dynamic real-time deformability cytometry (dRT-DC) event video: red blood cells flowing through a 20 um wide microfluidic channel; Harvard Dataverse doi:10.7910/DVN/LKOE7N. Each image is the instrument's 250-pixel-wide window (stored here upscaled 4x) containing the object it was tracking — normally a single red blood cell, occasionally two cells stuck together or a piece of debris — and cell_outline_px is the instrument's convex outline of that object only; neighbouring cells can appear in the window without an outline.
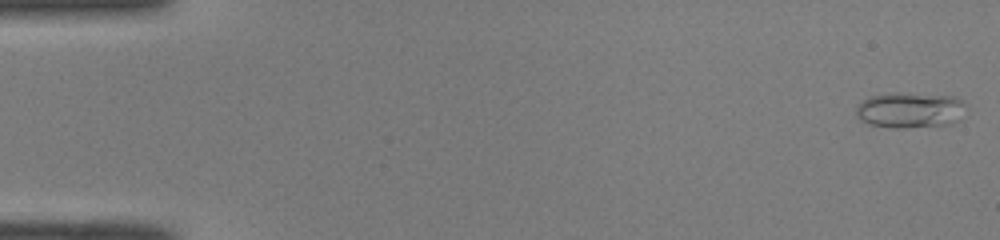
{"species": "common noctule bat (a hibernating species)", "species_latin": "Nyctalus noctula", "temperature_condition": "room temperature", "stored_images_in_passage": 49, "camera_frame_rate_fps": 3000, "um_per_image_px": 0.085, "animal": {"sex": "male", "body_mass_g": 19.0, "forearm_length_mm": 50.8}, "frame": {"image": 1, "passage_image": 1, "time_ms": 0.0, "image_size_px": [1000, 240], "cell_outline_px": [[964, 104], [960, 120], [952, 124], [904, 128], [896, 128], [872, 124], [860, 120], [856, 116], [856, 104], [868, 96], [900, 92], [952, 96], [960, 100]], "centroid_in_image_um": [77.31, 9.35], "position_along_channel_um": 7.7, "area_um2": 22.89}}
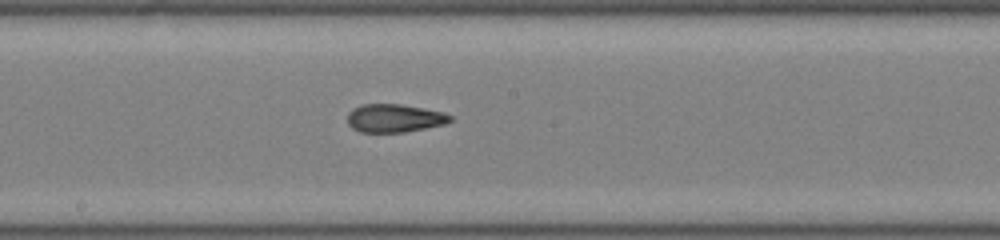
{"frame": {"image": 2, "passage_image": 27, "time_ms": 8.667, "image_size_px": [1000, 240], "cell_outline_px": [[452, 120], [444, 124], [404, 132], [360, 132], [352, 128], [348, 124], [348, 112], [352, 108], [360, 104], [400, 104], [424, 108], [444, 112], [452, 116]], "centroid_in_image_um": [33.5, 10.03], "position_along_channel_um": 214.7, "area_um2": 16.94}}
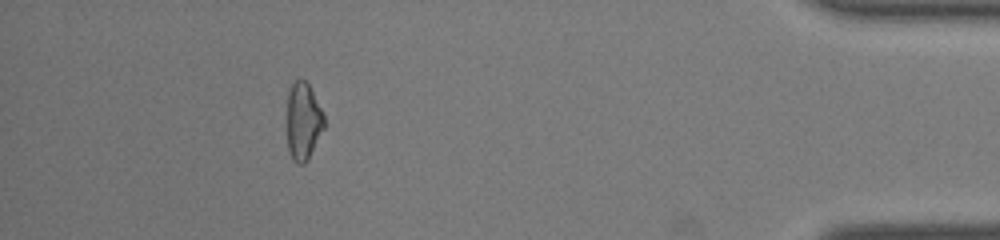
{"frame": {"image": 3, "passage_image": 45, "time_ms": 14.667, "image_size_px": [1000, 240], "cell_outline_px": [[324, 128], [308, 160], [304, 164], [296, 164], [292, 160], [288, 152], [288, 88], [300, 76], [308, 84], [324, 112]], "centroid_in_image_um": [25.78, 10.31], "position_along_channel_um": 409.4, "area_um2": 16.94}, "authors_computed_cell_mechanics": {"area_um2": 17.629, "velocity_mm_per_s": 4.1215, "shape_relaxation_time_tau1_ms": 5.9255, "shape_relaxation_time_tau2_ms": 1.7697, "deformation_change_tau1": 0.1655, "deformation_change_tau2": 0.0976}}